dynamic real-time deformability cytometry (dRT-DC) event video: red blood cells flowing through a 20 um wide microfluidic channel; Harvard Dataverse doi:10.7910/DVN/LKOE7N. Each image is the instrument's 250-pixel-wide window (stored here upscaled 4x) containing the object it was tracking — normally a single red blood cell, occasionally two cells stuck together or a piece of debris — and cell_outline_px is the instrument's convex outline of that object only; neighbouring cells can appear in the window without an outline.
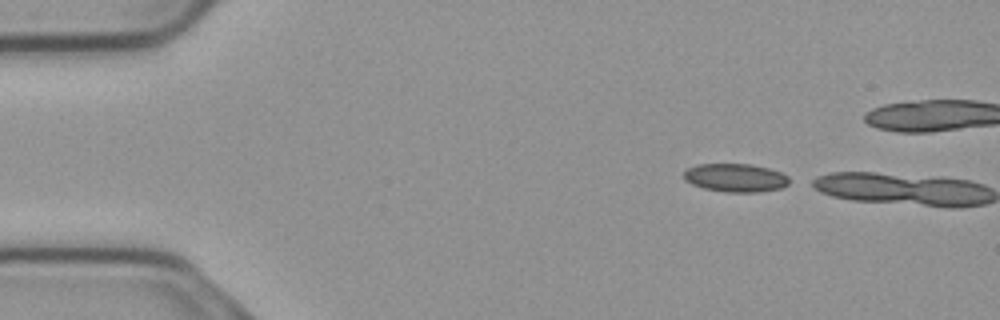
{"species": "common noctule bat (a hibernating species)", "species_latin": "Nyctalus noctula", "temperature_condition": "cold", "stored_images_in_passage": 2, "camera_frame_rate_fps": 3000, "um_per_image_px": 0.085, "animal": {"sex": "male", "body_mass_g": 23.1, "forearm_length_mm": 52.7}, "frame": {"image": 1, "passage_image": 1, "time_ms": 0.0, "image_size_px": [1000, 320], "cell_outline_px": [[788, 184], [780, 188], [760, 192], [724, 192], [704, 188], [692, 184], [684, 180], [684, 172], [688, 168], [696, 164], [748, 164], [768, 168], [780, 172], [788, 176]], "centroid_in_image_um": [62.49, 15.11], "position_along_channel_um": 22.5, "area_um2": 17.34}}